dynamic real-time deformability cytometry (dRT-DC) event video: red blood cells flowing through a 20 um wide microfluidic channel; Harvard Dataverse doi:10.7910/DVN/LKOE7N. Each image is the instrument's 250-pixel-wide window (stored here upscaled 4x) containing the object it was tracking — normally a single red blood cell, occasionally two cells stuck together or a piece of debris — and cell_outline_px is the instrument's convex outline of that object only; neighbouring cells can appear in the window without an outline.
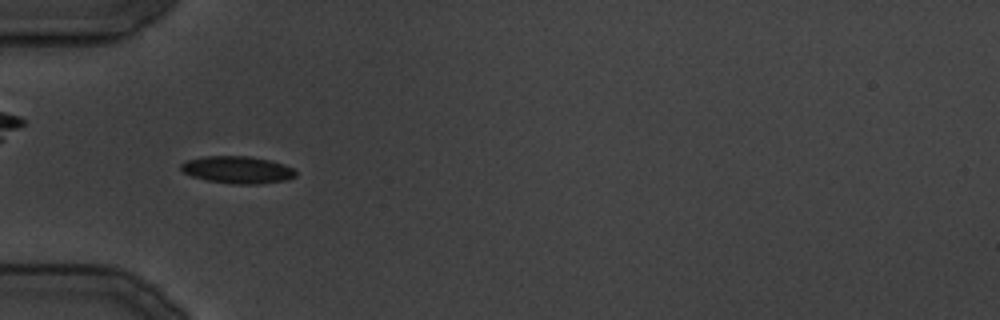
{"species": "common noctule bat (a hibernating species)", "species_latin": "Nyctalus noctula", "temperature_condition": "cold", "stored_images_in_passage": 34, "camera_frame_rate_fps": 3000, "um_per_image_px": 0.085, "animal": {"sex": "male", "body_mass_g": 19.5, "forearm_length_mm": 54.6}, "frame": {"image": 1, "passage_image": 11, "time_ms": 12.667, "image_size_px": [1000, 320], "cell_outline_px": [[296, 176], [288, 180], [260, 184], [232, 184], [208, 180], [192, 176], [184, 172], [180, 168], [180, 164], [188, 160], [204, 156], [248, 156], [268, 160], [284, 164], [292, 168], [296, 172]], "centroid_in_image_um": [20.21, 14.44], "position_along_channel_um": 64.8, "area_um2": 18.15}}
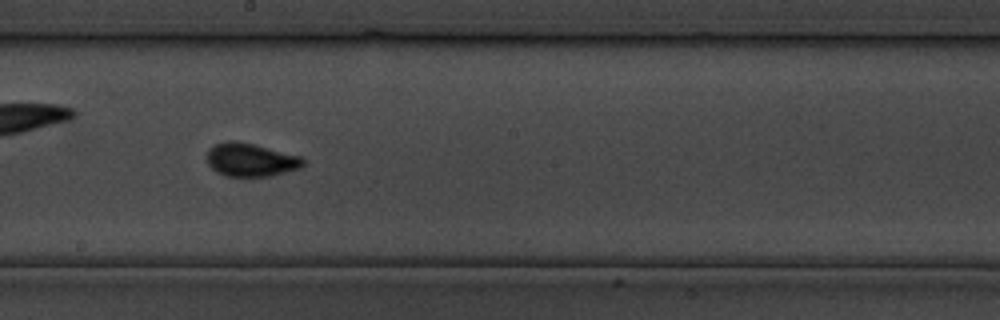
{"frame": {"image": 2, "passage_image": 20, "time_ms": 23.0, "image_size_px": [1000, 320], "cell_outline_px": [[304, 164], [300, 168], [272, 176], [224, 176], [216, 172], [208, 164], [208, 148], [216, 144], [228, 140], [236, 140], [300, 156], [304, 160]], "centroid_in_image_um": [21.29, 13.59], "position_along_channel_um": 226.9, "area_um2": 18.55}}
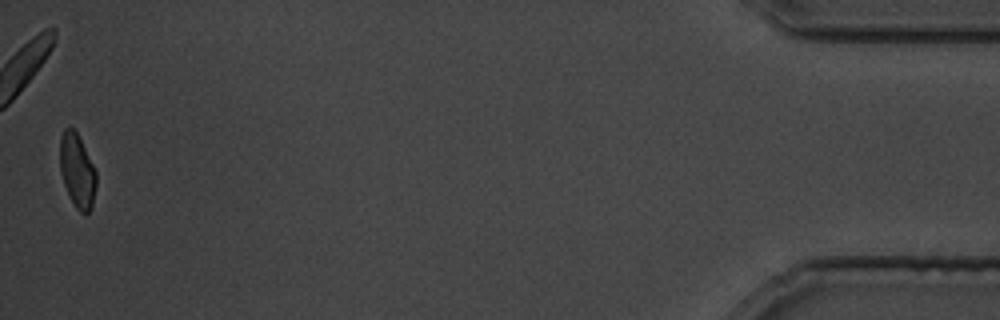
{"frame": {"image": 3, "passage_image": 34, "time_ms": 41.0, "image_size_px": [1000, 320], "cell_outline_px": [[96, 188], [92, 208], [88, 212], [80, 212], [76, 208], [68, 196], [60, 172], [60, 136], [64, 128], [72, 128], [76, 132], [96, 172]], "centroid_in_image_um": [6.55, 14.55], "position_along_channel_um": 428.7, "area_um2": 15.49}}